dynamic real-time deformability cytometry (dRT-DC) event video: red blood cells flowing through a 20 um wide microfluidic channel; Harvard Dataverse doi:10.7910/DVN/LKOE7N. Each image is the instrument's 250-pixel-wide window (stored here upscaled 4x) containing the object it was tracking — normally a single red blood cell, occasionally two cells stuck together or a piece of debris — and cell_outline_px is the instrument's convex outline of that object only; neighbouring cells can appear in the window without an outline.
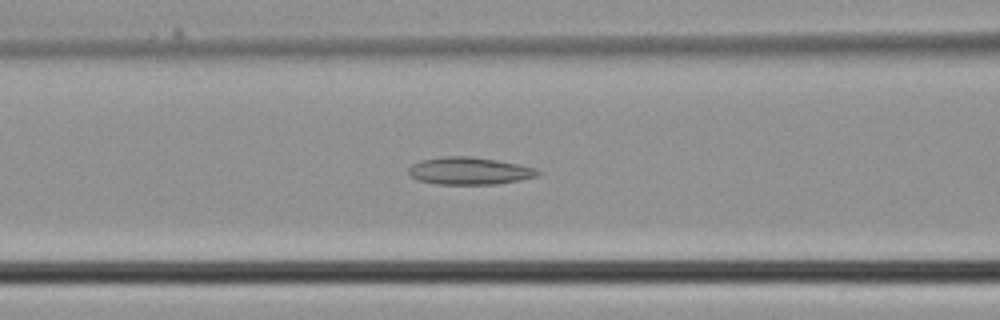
{"species": "common noctule bat (a hibernating species)", "species_latin": "Nyctalus noctula", "temperature_condition": "cold", "stored_images_in_passage": 33, "camera_frame_rate_fps": 3000, "um_per_image_px": 0.085, "animal": {"sex": "male", "body_mass_g": 21.5, "forearm_length_mm": 52.0}, "frame": {"image": 1, "passage_image": 10, "time_ms": 3.0, "image_size_px": [1000, 320], "cell_outline_px": [[544, 172], [540, 176], [520, 180], [496, 184], [436, 184], [416, 180], [408, 176], [408, 168], [412, 164], [420, 160], [444, 156], [472, 156], [496, 160], [536, 168]], "centroid_in_image_um": [39.89, 14.53], "position_along_channel_um": 126.7, "area_um2": 20.92}}
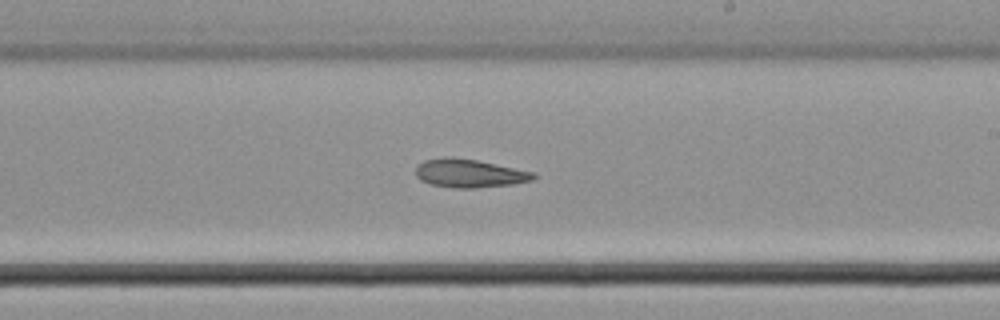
{"frame": {"image": 2, "passage_image": 17, "time_ms": 5.333, "image_size_px": [1000, 320], "cell_outline_px": [[536, 176], [532, 180], [512, 184], [476, 188], [452, 188], [432, 184], [420, 180], [416, 176], [416, 168], [424, 160], [444, 156], [448, 156], [476, 160], [532, 172]], "centroid_in_image_um": [39.85, 14.73], "position_along_channel_um": 249.2, "area_um2": 19.25}}
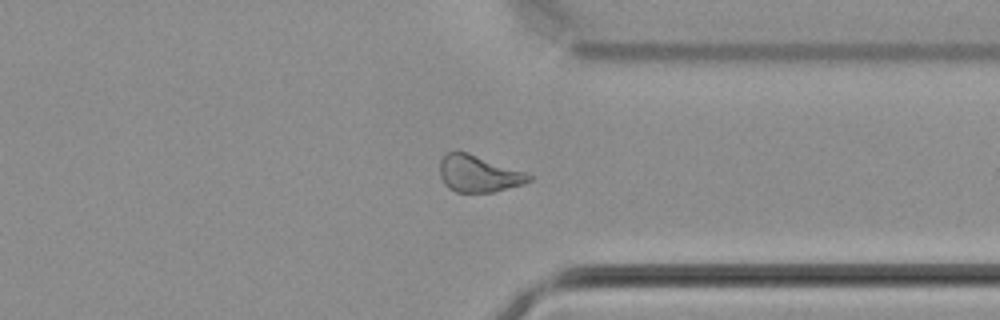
{"frame": {"image": 3, "passage_image": 24, "time_ms": 7.667, "image_size_px": [1000, 320], "cell_outline_px": [[532, 180], [524, 184], [496, 192], [456, 192], [448, 188], [444, 184], [440, 176], [440, 160], [448, 152], [468, 152], [524, 172], [532, 176]], "centroid_in_image_um": [40.67, 14.78], "position_along_channel_um": 370.7, "area_um2": 19.02}}